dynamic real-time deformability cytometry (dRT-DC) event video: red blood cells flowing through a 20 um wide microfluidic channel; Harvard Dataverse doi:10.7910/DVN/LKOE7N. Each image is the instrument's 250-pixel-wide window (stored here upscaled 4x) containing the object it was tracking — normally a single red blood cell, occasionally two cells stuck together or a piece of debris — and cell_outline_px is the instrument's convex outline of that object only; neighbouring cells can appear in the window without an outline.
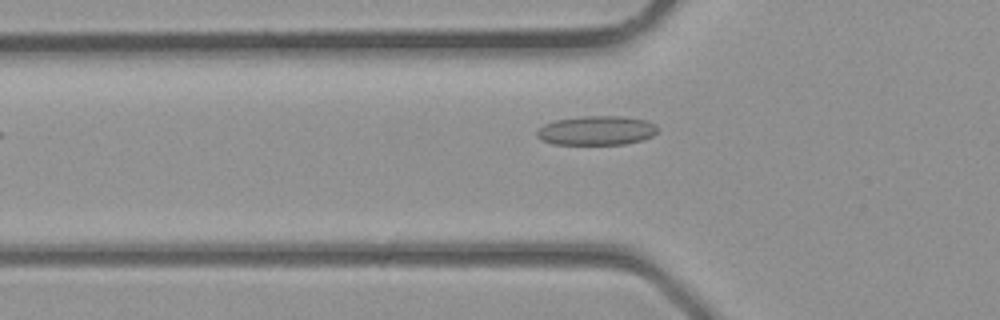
{"species": "common noctule bat (a hibernating species)", "species_latin": "Nyctalus noctula", "temperature_condition": "room temperature", "stored_images_in_passage": 4, "camera_frame_rate_fps": 3000, "um_per_image_px": 0.085, "animal": {"sex": "male", "body_mass_g": 23.1, "forearm_length_mm": 52.7}, "frame": {"image": 1, "passage_image": 4, "time_ms": 1.0, "image_size_px": [1000, 320], "cell_outline_px": [[660, 128], [652, 136], [640, 140], [624, 144], [552, 144], [540, 140], [536, 136], [536, 132], [544, 124], [556, 120], [580, 116], [624, 116], [648, 120], [656, 124]], "centroid_in_image_um": [50.72, 11.08], "position_along_channel_um": 75.1, "area_um2": 20.75}}